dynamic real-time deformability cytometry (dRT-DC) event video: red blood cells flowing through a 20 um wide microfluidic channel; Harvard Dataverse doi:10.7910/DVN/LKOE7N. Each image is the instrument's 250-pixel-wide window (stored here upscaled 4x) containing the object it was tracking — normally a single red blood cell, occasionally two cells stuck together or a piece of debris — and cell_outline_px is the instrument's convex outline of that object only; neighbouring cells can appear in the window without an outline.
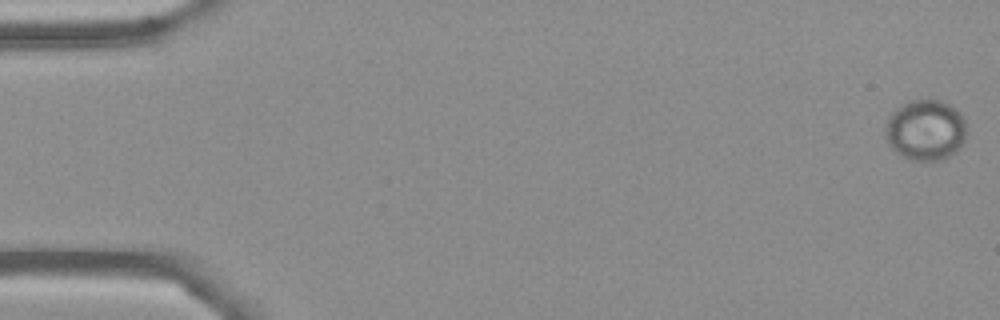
{"species": "Egyptian fruit bat (a non-hibernating species)", "species_latin": "Rousettus aegyptiacus", "temperature_condition": "cold", "stored_images_in_passage": 5, "camera_frame_rate_fps": 3000, "um_per_image_px": 0.085, "frame": {"image": 1, "passage_image": 1, "time_ms": 0.0, "image_size_px": [1000, 320], "cell_outline_px": [[968, 132], [964, 144], [956, 152], [932, 164], [908, 160], [900, 156], [888, 144], [884, 132], [884, 128], [888, 116], [900, 104], [908, 100], [940, 100], [948, 104], [960, 112], [968, 128]], "centroid_in_image_um": [78.67, 11.1], "position_along_channel_um": 6.3, "area_um2": 29.88}}
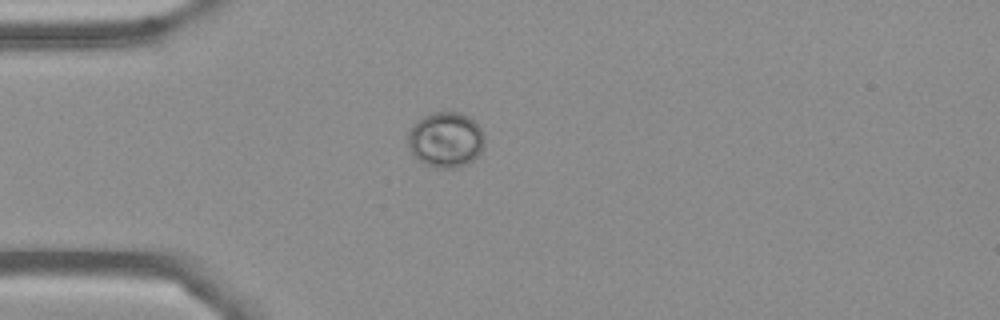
{"frame": {"image": 2, "passage_image": 5, "time_ms": 4.667, "image_size_px": [1000, 320], "cell_outline_px": [[484, 148], [468, 164], [456, 168], [432, 168], [424, 164], [412, 152], [408, 144], [408, 132], [424, 116], [432, 112], [460, 112], [468, 116], [484, 132]], "centroid_in_image_um": [37.91, 11.89], "position_along_channel_um": 47.1, "area_um2": 24.62}}